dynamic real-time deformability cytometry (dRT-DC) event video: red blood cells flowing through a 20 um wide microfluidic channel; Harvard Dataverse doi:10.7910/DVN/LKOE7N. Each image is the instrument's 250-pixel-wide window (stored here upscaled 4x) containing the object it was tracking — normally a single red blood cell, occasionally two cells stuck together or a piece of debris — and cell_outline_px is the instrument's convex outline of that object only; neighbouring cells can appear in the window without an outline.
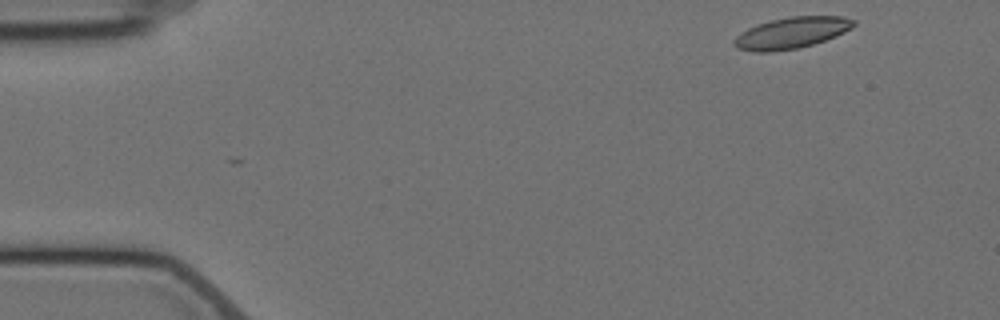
{"species": "Egyptian fruit bat (a non-hibernating species)", "species_latin": "Rousettus aegyptiacus", "temperature_condition": "cold", "stored_images_in_passage": 3, "camera_frame_rate_fps": 3000, "um_per_image_px": 0.085, "animal": {"sex": "female"}, "frame": {"image": 1, "passage_image": 1, "time_ms": 0.0, "image_size_px": [1000, 320], "cell_outline_px": [[856, 24], [852, 28], [836, 36], [812, 44], [796, 48], [768, 52], [752, 52], [736, 48], [732, 44], [732, 40], [736, 36], [748, 28], [756, 24], [772, 20], [792, 16], [844, 16], [856, 20]], "centroid_in_image_um": [67.26, 2.79], "position_along_channel_um": 17.7, "area_um2": 21.85}}
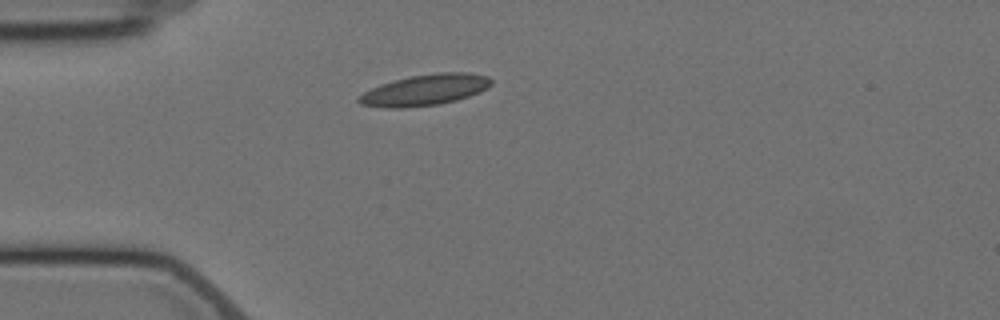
{"frame": {"image": 2, "passage_image": 3, "time_ms": 3.333, "image_size_px": [1000, 320], "cell_outline_px": [[492, 84], [488, 88], [480, 92], [456, 100], [440, 104], [404, 108], [388, 108], [360, 104], [356, 100], [364, 92], [380, 84], [412, 76], [436, 72], [468, 72], [488, 76], [492, 80]], "centroid_in_image_um": [36.15, 7.64], "position_along_channel_um": 48.8, "area_um2": 23.93}}